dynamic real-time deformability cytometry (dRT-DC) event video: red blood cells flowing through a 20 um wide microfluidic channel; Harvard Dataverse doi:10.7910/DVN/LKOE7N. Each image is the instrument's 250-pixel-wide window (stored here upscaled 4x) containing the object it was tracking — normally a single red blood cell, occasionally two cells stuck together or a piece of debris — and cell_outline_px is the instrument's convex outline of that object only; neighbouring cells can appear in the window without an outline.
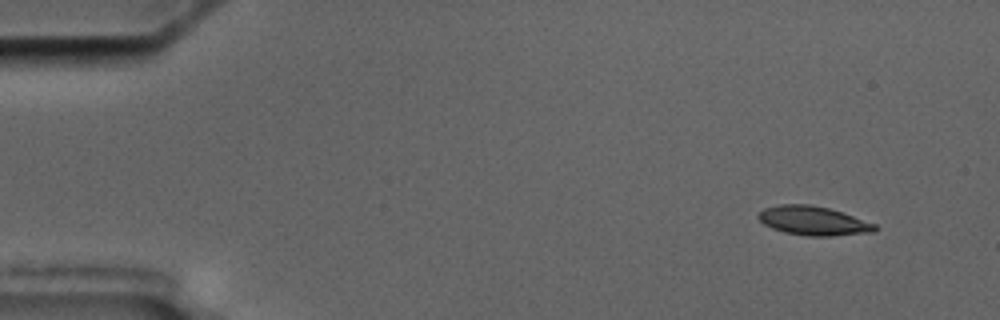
{"species": "common noctule bat (a hibernating species)", "species_latin": "Nyctalus noctula", "temperature_condition": "cold", "stored_images_in_passage": 9, "camera_frame_rate_fps": 3000, "um_per_image_px": 0.085, "animal": {"sex": "male", "body_mass_g": 17.5, "forearm_length_mm": 52.3}, "frame": {"image": 1, "passage_image": 1, "time_ms": 0.0, "image_size_px": [1000, 320], "cell_outline_px": [[880, 228], [872, 232], [832, 236], [804, 236], [784, 232], [772, 228], [764, 224], [756, 216], [764, 208], [780, 204], [808, 204], [828, 208], [876, 224]], "centroid_in_image_um": [69.11, 18.77], "position_along_channel_um": 15.9, "area_um2": 19.65}}
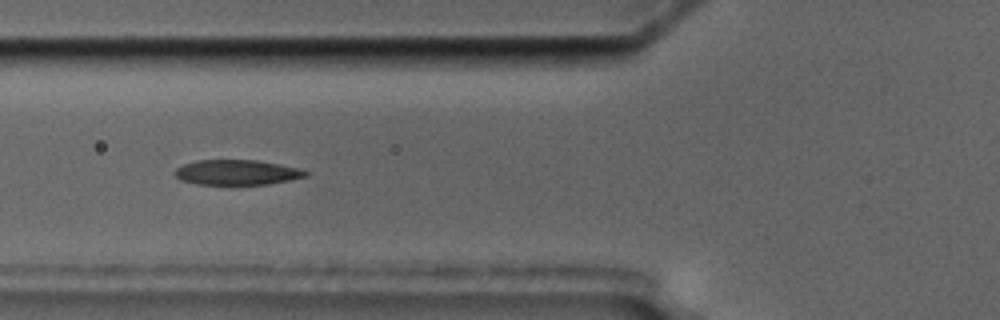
{"frame": {"image": 2, "passage_image": 6, "time_ms": 5.667, "image_size_px": [1000, 320], "cell_outline_px": [[312, 172], [308, 176], [268, 184], [196, 184], [180, 180], [172, 172], [176, 168], [184, 164], [196, 160], [256, 160], [280, 164], [300, 168]], "centroid_in_image_um": [20.15, 14.64], "position_along_channel_um": 105.6, "area_um2": 19.25}}
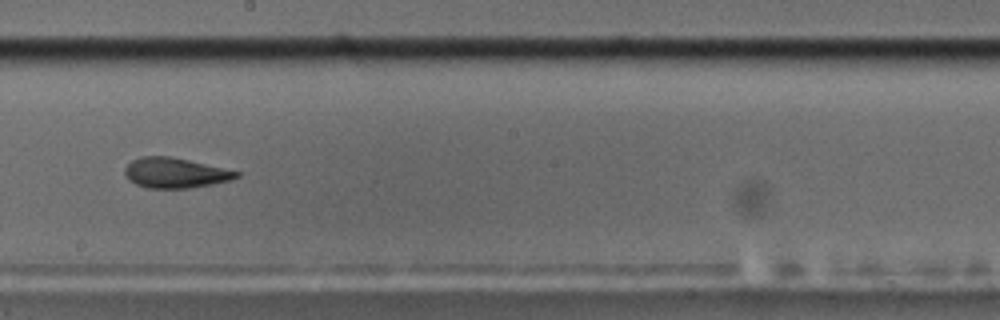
{"frame": {"image": 3, "passage_image": 9, "time_ms": 9.333, "image_size_px": [1000, 320], "cell_outline_px": [[240, 176], [232, 180], [212, 184], [188, 188], [148, 188], [136, 184], [128, 180], [124, 172], [124, 168], [132, 160], [140, 156], [168, 156], [188, 160], [240, 172]], "centroid_in_image_um": [14.86, 14.7], "position_along_channel_um": 233.3, "area_um2": 19.54}}